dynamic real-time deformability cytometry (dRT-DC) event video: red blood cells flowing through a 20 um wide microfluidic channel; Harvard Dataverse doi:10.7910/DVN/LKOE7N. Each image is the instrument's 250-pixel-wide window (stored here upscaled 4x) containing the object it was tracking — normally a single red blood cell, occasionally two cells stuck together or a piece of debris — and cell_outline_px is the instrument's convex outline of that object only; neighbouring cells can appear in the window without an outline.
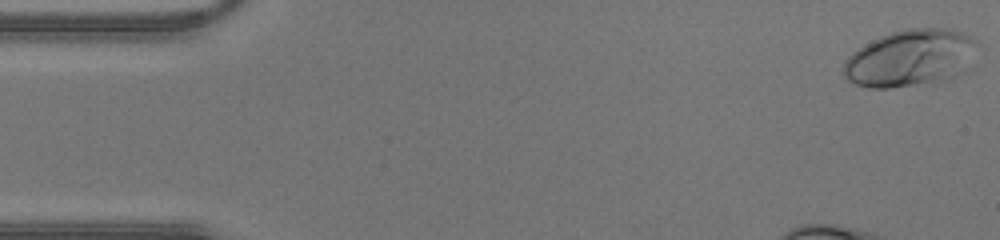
{"species": "human", "species_latin": "Homo sapiens", "temperature_condition": "warm", "stored_images_in_passage": 33, "camera_frame_rate_fps": 3000, "um_per_image_px": 0.085, "donor": {"sex": "male"}, "frame": {"image": 1, "passage_image": 1, "time_ms": 0.0, "image_size_px": [1000, 240], "cell_outline_px": [[980, 44], [940, 76], [932, 80], [912, 84], [888, 88], [868, 88], [856, 84], [848, 80], [844, 76], [844, 60], [856, 48], [880, 36], [904, 28], [952, 28], [980, 40]], "centroid_in_image_um": [77.12, 4.84], "position_along_channel_um": 7.9, "area_um2": 41.67}}